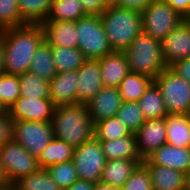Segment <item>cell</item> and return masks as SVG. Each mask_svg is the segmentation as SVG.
I'll return each instance as SVG.
<instances>
[{"label": "cell", "mask_w": 190, "mask_h": 190, "mask_svg": "<svg viewBox=\"0 0 190 190\" xmlns=\"http://www.w3.org/2000/svg\"><path fill=\"white\" fill-rule=\"evenodd\" d=\"M46 170L53 181L62 190L69 188L77 179H79L72 160L49 166Z\"/></svg>", "instance_id": "35"}, {"label": "cell", "mask_w": 190, "mask_h": 190, "mask_svg": "<svg viewBox=\"0 0 190 190\" xmlns=\"http://www.w3.org/2000/svg\"><path fill=\"white\" fill-rule=\"evenodd\" d=\"M138 103L146 120L165 118L168 115L160 89L154 82L140 97Z\"/></svg>", "instance_id": "27"}, {"label": "cell", "mask_w": 190, "mask_h": 190, "mask_svg": "<svg viewBox=\"0 0 190 190\" xmlns=\"http://www.w3.org/2000/svg\"><path fill=\"white\" fill-rule=\"evenodd\" d=\"M44 41L51 46L77 48L75 21H44L41 24Z\"/></svg>", "instance_id": "18"}, {"label": "cell", "mask_w": 190, "mask_h": 190, "mask_svg": "<svg viewBox=\"0 0 190 190\" xmlns=\"http://www.w3.org/2000/svg\"><path fill=\"white\" fill-rule=\"evenodd\" d=\"M51 124L54 137L74 148L94 138L95 123L85 104L55 107Z\"/></svg>", "instance_id": "2"}, {"label": "cell", "mask_w": 190, "mask_h": 190, "mask_svg": "<svg viewBox=\"0 0 190 190\" xmlns=\"http://www.w3.org/2000/svg\"><path fill=\"white\" fill-rule=\"evenodd\" d=\"M144 165H160L185 173L190 178V148L161 145L143 162Z\"/></svg>", "instance_id": "14"}, {"label": "cell", "mask_w": 190, "mask_h": 190, "mask_svg": "<svg viewBox=\"0 0 190 190\" xmlns=\"http://www.w3.org/2000/svg\"><path fill=\"white\" fill-rule=\"evenodd\" d=\"M186 20L190 23V15L186 18Z\"/></svg>", "instance_id": "50"}, {"label": "cell", "mask_w": 190, "mask_h": 190, "mask_svg": "<svg viewBox=\"0 0 190 190\" xmlns=\"http://www.w3.org/2000/svg\"><path fill=\"white\" fill-rule=\"evenodd\" d=\"M144 160L114 159L106 160L101 182L122 189L133 171Z\"/></svg>", "instance_id": "21"}, {"label": "cell", "mask_w": 190, "mask_h": 190, "mask_svg": "<svg viewBox=\"0 0 190 190\" xmlns=\"http://www.w3.org/2000/svg\"><path fill=\"white\" fill-rule=\"evenodd\" d=\"M116 117L132 132L135 133L146 121L138 101L125 102L117 111Z\"/></svg>", "instance_id": "34"}, {"label": "cell", "mask_w": 190, "mask_h": 190, "mask_svg": "<svg viewBox=\"0 0 190 190\" xmlns=\"http://www.w3.org/2000/svg\"><path fill=\"white\" fill-rule=\"evenodd\" d=\"M54 104L50 98H28L20 96L9 108L13 121L51 122Z\"/></svg>", "instance_id": "12"}, {"label": "cell", "mask_w": 190, "mask_h": 190, "mask_svg": "<svg viewBox=\"0 0 190 190\" xmlns=\"http://www.w3.org/2000/svg\"><path fill=\"white\" fill-rule=\"evenodd\" d=\"M166 117L148 119L135 132L138 152L143 160L166 143Z\"/></svg>", "instance_id": "13"}, {"label": "cell", "mask_w": 190, "mask_h": 190, "mask_svg": "<svg viewBox=\"0 0 190 190\" xmlns=\"http://www.w3.org/2000/svg\"><path fill=\"white\" fill-rule=\"evenodd\" d=\"M29 72L48 82L57 74L52 58V46L45 41L36 49Z\"/></svg>", "instance_id": "25"}, {"label": "cell", "mask_w": 190, "mask_h": 190, "mask_svg": "<svg viewBox=\"0 0 190 190\" xmlns=\"http://www.w3.org/2000/svg\"><path fill=\"white\" fill-rule=\"evenodd\" d=\"M74 149L73 146L54 137L37 158L39 167L46 169L49 166L72 160Z\"/></svg>", "instance_id": "24"}, {"label": "cell", "mask_w": 190, "mask_h": 190, "mask_svg": "<svg viewBox=\"0 0 190 190\" xmlns=\"http://www.w3.org/2000/svg\"><path fill=\"white\" fill-rule=\"evenodd\" d=\"M170 68L190 83V58L177 61Z\"/></svg>", "instance_id": "43"}, {"label": "cell", "mask_w": 190, "mask_h": 190, "mask_svg": "<svg viewBox=\"0 0 190 190\" xmlns=\"http://www.w3.org/2000/svg\"><path fill=\"white\" fill-rule=\"evenodd\" d=\"M4 57V50H3V41L0 38V76L4 73L3 71V58Z\"/></svg>", "instance_id": "47"}, {"label": "cell", "mask_w": 190, "mask_h": 190, "mask_svg": "<svg viewBox=\"0 0 190 190\" xmlns=\"http://www.w3.org/2000/svg\"><path fill=\"white\" fill-rule=\"evenodd\" d=\"M16 190H62L50 177L46 169L21 178L14 184Z\"/></svg>", "instance_id": "33"}, {"label": "cell", "mask_w": 190, "mask_h": 190, "mask_svg": "<svg viewBox=\"0 0 190 190\" xmlns=\"http://www.w3.org/2000/svg\"><path fill=\"white\" fill-rule=\"evenodd\" d=\"M153 82L149 76L129 72L118 87L122 101H138Z\"/></svg>", "instance_id": "26"}, {"label": "cell", "mask_w": 190, "mask_h": 190, "mask_svg": "<svg viewBox=\"0 0 190 190\" xmlns=\"http://www.w3.org/2000/svg\"><path fill=\"white\" fill-rule=\"evenodd\" d=\"M131 133L116 116L95 123L94 137L99 141L115 140Z\"/></svg>", "instance_id": "32"}, {"label": "cell", "mask_w": 190, "mask_h": 190, "mask_svg": "<svg viewBox=\"0 0 190 190\" xmlns=\"http://www.w3.org/2000/svg\"><path fill=\"white\" fill-rule=\"evenodd\" d=\"M56 73L78 70L86 60L79 48L52 46Z\"/></svg>", "instance_id": "29"}, {"label": "cell", "mask_w": 190, "mask_h": 190, "mask_svg": "<svg viewBox=\"0 0 190 190\" xmlns=\"http://www.w3.org/2000/svg\"><path fill=\"white\" fill-rule=\"evenodd\" d=\"M5 110H7V109L3 106V103L0 99V111H5Z\"/></svg>", "instance_id": "49"}, {"label": "cell", "mask_w": 190, "mask_h": 190, "mask_svg": "<svg viewBox=\"0 0 190 190\" xmlns=\"http://www.w3.org/2000/svg\"><path fill=\"white\" fill-rule=\"evenodd\" d=\"M142 31L161 41L184 18H182L166 1L153 0L141 12Z\"/></svg>", "instance_id": "7"}, {"label": "cell", "mask_w": 190, "mask_h": 190, "mask_svg": "<svg viewBox=\"0 0 190 190\" xmlns=\"http://www.w3.org/2000/svg\"><path fill=\"white\" fill-rule=\"evenodd\" d=\"M82 8L86 15H98L108 6V0H80Z\"/></svg>", "instance_id": "40"}, {"label": "cell", "mask_w": 190, "mask_h": 190, "mask_svg": "<svg viewBox=\"0 0 190 190\" xmlns=\"http://www.w3.org/2000/svg\"><path fill=\"white\" fill-rule=\"evenodd\" d=\"M154 83L160 89L168 114H188L190 111V83L170 67L164 69Z\"/></svg>", "instance_id": "6"}, {"label": "cell", "mask_w": 190, "mask_h": 190, "mask_svg": "<svg viewBox=\"0 0 190 190\" xmlns=\"http://www.w3.org/2000/svg\"><path fill=\"white\" fill-rule=\"evenodd\" d=\"M10 184L0 159V187Z\"/></svg>", "instance_id": "45"}, {"label": "cell", "mask_w": 190, "mask_h": 190, "mask_svg": "<svg viewBox=\"0 0 190 190\" xmlns=\"http://www.w3.org/2000/svg\"><path fill=\"white\" fill-rule=\"evenodd\" d=\"M122 190H153L150 173L143 163L133 171Z\"/></svg>", "instance_id": "38"}, {"label": "cell", "mask_w": 190, "mask_h": 190, "mask_svg": "<svg viewBox=\"0 0 190 190\" xmlns=\"http://www.w3.org/2000/svg\"><path fill=\"white\" fill-rule=\"evenodd\" d=\"M106 160H143L138 152L135 133L115 140L100 141Z\"/></svg>", "instance_id": "22"}, {"label": "cell", "mask_w": 190, "mask_h": 190, "mask_svg": "<svg viewBox=\"0 0 190 190\" xmlns=\"http://www.w3.org/2000/svg\"><path fill=\"white\" fill-rule=\"evenodd\" d=\"M21 19L26 24H41L50 13L53 0H17Z\"/></svg>", "instance_id": "28"}, {"label": "cell", "mask_w": 190, "mask_h": 190, "mask_svg": "<svg viewBox=\"0 0 190 190\" xmlns=\"http://www.w3.org/2000/svg\"><path fill=\"white\" fill-rule=\"evenodd\" d=\"M26 23L21 19L17 0H0V31L21 27Z\"/></svg>", "instance_id": "37"}, {"label": "cell", "mask_w": 190, "mask_h": 190, "mask_svg": "<svg viewBox=\"0 0 190 190\" xmlns=\"http://www.w3.org/2000/svg\"><path fill=\"white\" fill-rule=\"evenodd\" d=\"M122 104L118 88L103 87L86 105L91 120L96 123L115 117Z\"/></svg>", "instance_id": "17"}, {"label": "cell", "mask_w": 190, "mask_h": 190, "mask_svg": "<svg viewBox=\"0 0 190 190\" xmlns=\"http://www.w3.org/2000/svg\"><path fill=\"white\" fill-rule=\"evenodd\" d=\"M164 1H166L182 18L186 19L190 15V0Z\"/></svg>", "instance_id": "42"}, {"label": "cell", "mask_w": 190, "mask_h": 190, "mask_svg": "<svg viewBox=\"0 0 190 190\" xmlns=\"http://www.w3.org/2000/svg\"><path fill=\"white\" fill-rule=\"evenodd\" d=\"M153 190H188L189 177L178 170L160 165H145Z\"/></svg>", "instance_id": "20"}, {"label": "cell", "mask_w": 190, "mask_h": 190, "mask_svg": "<svg viewBox=\"0 0 190 190\" xmlns=\"http://www.w3.org/2000/svg\"><path fill=\"white\" fill-rule=\"evenodd\" d=\"M100 19L112 51L123 52L142 32L139 11L108 4Z\"/></svg>", "instance_id": "3"}, {"label": "cell", "mask_w": 190, "mask_h": 190, "mask_svg": "<svg viewBox=\"0 0 190 190\" xmlns=\"http://www.w3.org/2000/svg\"><path fill=\"white\" fill-rule=\"evenodd\" d=\"M153 0H109L108 3L117 7L142 12Z\"/></svg>", "instance_id": "41"}, {"label": "cell", "mask_w": 190, "mask_h": 190, "mask_svg": "<svg viewBox=\"0 0 190 190\" xmlns=\"http://www.w3.org/2000/svg\"><path fill=\"white\" fill-rule=\"evenodd\" d=\"M20 96L28 98H49V82L26 72L19 75Z\"/></svg>", "instance_id": "31"}, {"label": "cell", "mask_w": 190, "mask_h": 190, "mask_svg": "<svg viewBox=\"0 0 190 190\" xmlns=\"http://www.w3.org/2000/svg\"><path fill=\"white\" fill-rule=\"evenodd\" d=\"M188 190H190V178H189V185H188Z\"/></svg>", "instance_id": "51"}, {"label": "cell", "mask_w": 190, "mask_h": 190, "mask_svg": "<svg viewBox=\"0 0 190 190\" xmlns=\"http://www.w3.org/2000/svg\"><path fill=\"white\" fill-rule=\"evenodd\" d=\"M98 60L103 87L118 88L121 81L130 72L125 53L113 51Z\"/></svg>", "instance_id": "19"}, {"label": "cell", "mask_w": 190, "mask_h": 190, "mask_svg": "<svg viewBox=\"0 0 190 190\" xmlns=\"http://www.w3.org/2000/svg\"><path fill=\"white\" fill-rule=\"evenodd\" d=\"M94 190H122V189L117 188V187H113L109 184H106V183L99 181L95 184Z\"/></svg>", "instance_id": "46"}, {"label": "cell", "mask_w": 190, "mask_h": 190, "mask_svg": "<svg viewBox=\"0 0 190 190\" xmlns=\"http://www.w3.org/2000/svg\"><path fill=\"white\" fill-rule=\"evenodd\" d=\"M53 138L51 122L13 121L12 139L37 158Z\"/></svg>", "instance_id": "10"}, {"label": "cell", "mask_w": 190, "mask_h": 190, "mask_svg": "<svg viewBox=\"0 0 190 190\" xmlns=\"http://www.w3.org/2000/svg\"><path fill=\"white\" fill-rule=\"evenodd\" d=\"M13 120L8 110L0 111V147L12 140Z\"/></svg>", "instance_id": "39"}, {"label": "cell", "mask_w": 190, "mask_h": 190, "mask_svg": "<svg viewBox=\"0 0 190 190\" xmlns=\"http://www.w3.org/2000/svg\"><path fill=\"white\" fill-rule=\"evenodd\" d=\"M77 104H87L102 88L99 60L86 59L78 69Z\"/></svg>", "instance_id": "15"}, {"label": "cell", "mask_w": 190, "mask_h": 190, "mask_svg": "<svg viewBox=\"0 0 190 190\" xmlns=\"http://www.w3.org/2000/svg\"><path fill=\"white\" fill-rule=\"evenodd\" d=\"M166 143L175 147L190 148V118L188 114L166 116Z\"/></svg>", "instance_id": "23"}, {"label": "cell", "mask_w": 190, "mask_h": 190, "mask_svg": "<svg viewBox=\"0 0 190 190\" xmlns=\"http://www.w3.org/2000/svg\"><path fill=\"white\" fill-rule=\"evenodd\" d=\"M86 16L80 0H53L45 21H78Z\"/></svg>", "instance_id": "30"}, {"label": "cell", "mask_w": 190, "mask_h": 190, "mask_svg": "<svg viewBox=\"0 0 190 190\" xmlns=\"http://www.w3.org/2000/svg\"><path fill=\"white\" fill-rule=\"evenodd\" d=\"M0 190H16V188L14 185L8 184V185L0 187Z\"/></svg>", "instance_id": "48"}, {"label": "cell", "mask_w": 190, "mask_h": 190, "mask_svg": "<svg viewBox=\"0 0 190 190\" xmlns=\"http://www.w3.org/2000/svg\"><path fill=\"white\" fill-rule=\"evenodd\" d=\"M72 161L79 179L93 183L101 180L106 158L100 141L95 137L74 149Z\"/></svg>", "instance_id": "9"}, {"label": "cell", "mask_w": 190, "mask_h": 190, "mask_svg": "<svg viewBox=\"0 0 190 190\" xmlns=\"http://www.w3.org/2000/svg\"><path fill=\"white\" fill-rule=\"evenodd\" d=\"M95 184L90 181L77 179L69 188L65 190H94Z\"/></svg>", "instance_id": "44"}, {"label": "cell", "mask_w": 190, "mask_h": 190, "mask_svg": "<svg viewBox=\"0 0 190 190\" xmlns=\"http://www.w3.org/2000/svg\"><path fill=\"white\" fill-rule=\"evenodd\" d=\"M77 47L86 59H101L113 52L100 16L86 15L76 21Z\"/></svg>", "instance_id": "5"}, {"label": "cell", "mask_w": 190, "mask_h": 190, "mask_svg": "<svg viewBox=\"0 0 190 190\" xmlns=\"http://www.w3.org/2000/svg\"><path fill=\"white\" fill-rule=\"evenodd\" d=\"M3 41V71L10 75H22L29 72L36 49L44 41V32L40 24H26L21 27L0 31Z\"/></svg>", "instance_id": "1"}, {"label": "cell", "mask_w": 190, "mask_h": 190, "mask_svg": "<svg viewBox=\"0 0 190 190\" xmlns=\"http://www.w3.org/2000/svg\"><path fill=\"white\" fill-rule=\"evenodd\" d=\"M0 159L11 185L40 169L37 157L13 139L0 147Z\"/></svg>", "instance_id": "8"}, {"label": "cell", "mask_w": 190, "mask_h": 190, "mask_svg": "<svg viewBox=\"0 0 190 190\" xmlns=\"http://www.w3.org/2000/svg\"><path fill=\"white\" fill-rule=\"evenodd\" d=\"M160 43L168 67L190 58V23L182 20Z\"/></svg>", "instance_id": "11"}, {"label": "cell", "mask_w": 190, "mask_h": 190, "mask_svg": "<svg viewBox=\"0 0 190 190\" xmlns=\"http://www.w3.org/2000/svg\"><path fill=\"white\" fill-rule=\"evenodd\" d=\"M19 97V76L3 73L0 76V99L3 106L9 110Z\"/></svg>", "instance_id": "36"}, {"label": "cell", "mask_w": 190, "mask_h": 190, "mask_svg": "<svg viewBox=\"0 0 190 190\" xmlns=\"http://www.w3.org/2000/svg\"><path fill=\"white\" fill-rule=\"evenodd\" d=\"M123 52L126 55L130 72L155 79L164 69L168 68L160 41L143 31Z\"/></svg>", "instance_id": "4"}, {"label": "cell", "mask_w": 190, "mask_h": 190, "mask_svg": "<svg viewBox=\"0 0 190 190\" xmlns=\"http://www.w3.org/2000/svg\"><path fill=\"white\" fill-rule=\"evenodd\" d=\"M78 70L57 73L49 82V98L55 107L77 104Z\"/></svg>", "instance_id": "16"}]
</instances>
